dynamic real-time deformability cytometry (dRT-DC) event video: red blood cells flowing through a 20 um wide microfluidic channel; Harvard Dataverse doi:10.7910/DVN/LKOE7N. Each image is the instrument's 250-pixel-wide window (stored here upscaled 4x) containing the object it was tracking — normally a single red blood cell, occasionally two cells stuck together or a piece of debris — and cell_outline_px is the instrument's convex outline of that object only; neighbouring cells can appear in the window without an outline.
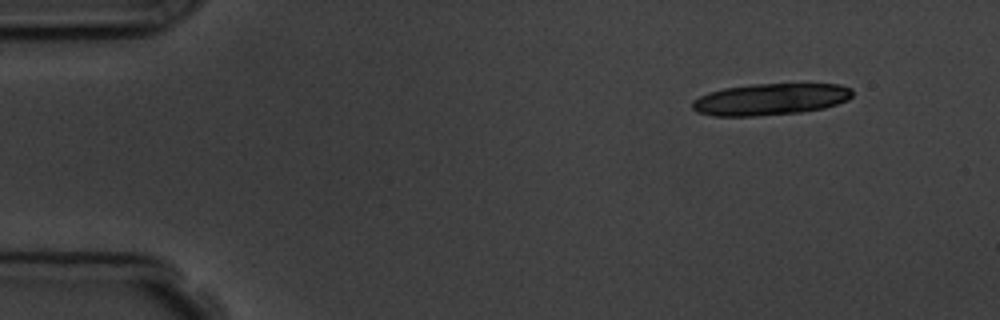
{"species": "common noctule bat (a hibernating species)", "species_latin": "Nyctalus noctula", "temperature_condition": "room temperature", "stored_images_in_passage": 6, "segment_of_instrument_passage": [2, 2], "camera_frame_rate_fps": 3000, "um_per_image_px": 0.085, "animal": {"sex": "male", "body_mass_g": 19.5, "forearm_length_mm": 54.6}, "frame": {"image": 1, "passage_image": 6, "time_ms": 5.667, "image_size_px": [1000, 320], "cell_outline_px": [[852, 96], [848, 100], [824, 108], [800, 112], [756, 116], [712, 116], [696, 112], [692, 108], [692, 100], [708, 92], [724, 88], [752, 84], [840, 84], [852, 88]], "centroid_in_image_um": [65.46, 8.44], "position_along_channel_um": 19.5, "area_um2": 29.65}}